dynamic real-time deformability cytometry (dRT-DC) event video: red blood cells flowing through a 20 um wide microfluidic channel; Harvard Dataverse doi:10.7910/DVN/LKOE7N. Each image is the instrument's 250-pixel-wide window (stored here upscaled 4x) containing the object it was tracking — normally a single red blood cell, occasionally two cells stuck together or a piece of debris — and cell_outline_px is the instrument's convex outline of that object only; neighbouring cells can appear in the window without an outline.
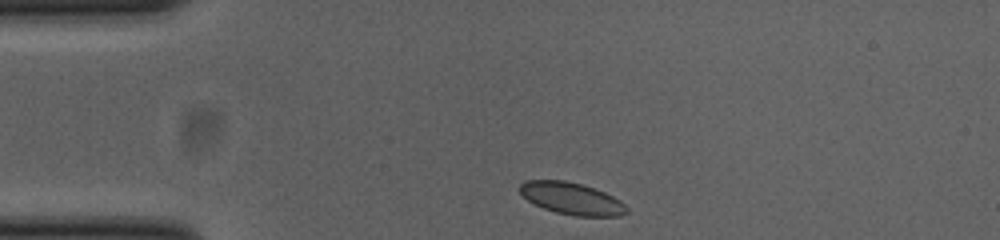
{"species": "common noctule bat (a hibernating species)", "species_latin": "Nyctalus noctula", "temperature_condition": "cold", "stored_images_in_passage": 35, "camera_frame_rate_fps": 3000, "um_per_image_px": 0.085, "animal": {"sex": "female", "body_mass_g": 23.0, "forearm_length_mm": 53.4}, "frame": {"image": 1, "passage_image": 1, "time_ms": 0.0, "image_size_px": [1000, 240], "cell_outline_px": [[624, 212], [616, 216], [580, 216], [560, 212], [544, 208], [528, 200], [520, 192], [520, 184], [528, 180], [560, 180], [580, 184], [592, 188], [616, 200], [620, 204]], "centroid_in_image_um": [48.45, 16.85], "position_along_channel_um": 36.5, "area_um2": 18.61}}
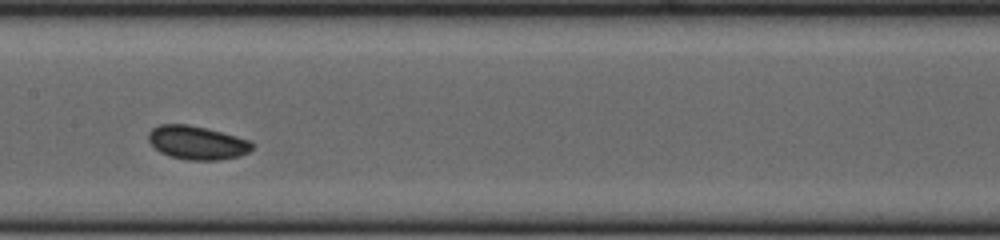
{"frame": {"image": 2, "passage_image": 16, "time_ms": 5.0, "image_size_px": [1000, 240], "cell_outline_px": [[252, 148], [248, 152], [236, 156], [212, 160], [196, 160], [172, 156], [156, 148], [148, 140], [148, 136], [152, 128], [160, 124], [184, 124], [204, 128], [220, 132], [248, 140], [252, 144]], "centroid_in_image_um": [16.72, 12.11], "position_along_channel_um": 190.7, "area_um2": 19.42}}
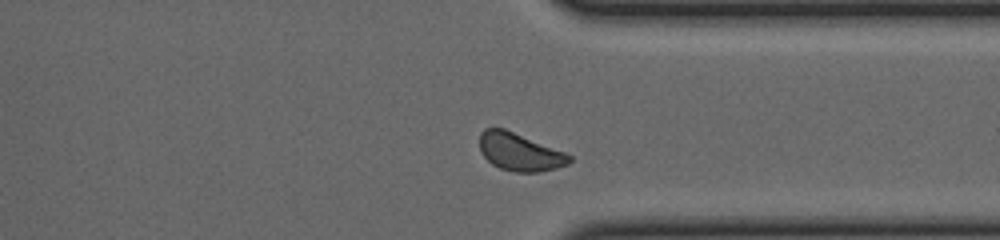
{"frame": {"image": 3, "passage_image": 30, "time_ms": 9.667, "image_size_px": [1000, 240], "cell_outline_px": [[572, 160], [564, 164], [552, 168], [536, 172], [520, 172], [500, 168], [492, 164], [484, 156], [480, 148], [480, 136], [484, 128], [504, 128], [572, 156]], "centroid_in_image_um": [44.11, 12.9], "position_along_channel_um": 367.3, "area_um2": 19.02}, "authors_computed_cell_mechanics": {"area_um2": 18.5538, "velocity_mm_per_s": 3.7957, "shape_relaxation_time_tau1_ms": null, "shape_relaxation_time_tau2_ms": 10.3028, "deformation_change_tau1": null, "deformation_change_tau2": 0.078}}